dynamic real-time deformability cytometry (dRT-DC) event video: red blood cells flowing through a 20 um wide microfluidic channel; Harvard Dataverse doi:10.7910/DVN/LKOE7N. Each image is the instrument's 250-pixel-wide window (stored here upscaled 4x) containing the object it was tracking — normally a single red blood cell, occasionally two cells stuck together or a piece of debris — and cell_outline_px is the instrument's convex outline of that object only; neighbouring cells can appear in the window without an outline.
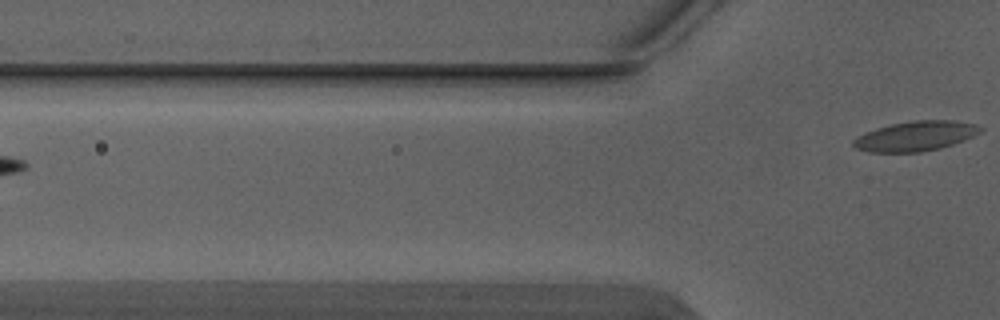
{"species": "Egyptian fruit bat (a non-hibernating species)", "species_latin": "Rousettus aegyptiacus", "temperature_condition": "warm", "stored_images_in_passage": 2, "camera_frame_rate_fps": 3000, "um_per_image_px": 0.085, "animal": {"sex": "male"}, "frame": {"image": 1, "passage_image": 2, "time_ms": 0.333, "image_size_px": [1000, 320], "cell_outline_px": [[984, 128], [980, 132], [964, 140], [940, 148], [920, 152], [868, 152], [856, 148], [852, 144], [852, 140], [856, 136], [864, 132], [888, 124], [912, 120], [956, 120], [976, 124]], "centroid_in_image_um": [77.79, 11.55], "position_along_channel_um": 48.0, "area_um2": 22.31}}